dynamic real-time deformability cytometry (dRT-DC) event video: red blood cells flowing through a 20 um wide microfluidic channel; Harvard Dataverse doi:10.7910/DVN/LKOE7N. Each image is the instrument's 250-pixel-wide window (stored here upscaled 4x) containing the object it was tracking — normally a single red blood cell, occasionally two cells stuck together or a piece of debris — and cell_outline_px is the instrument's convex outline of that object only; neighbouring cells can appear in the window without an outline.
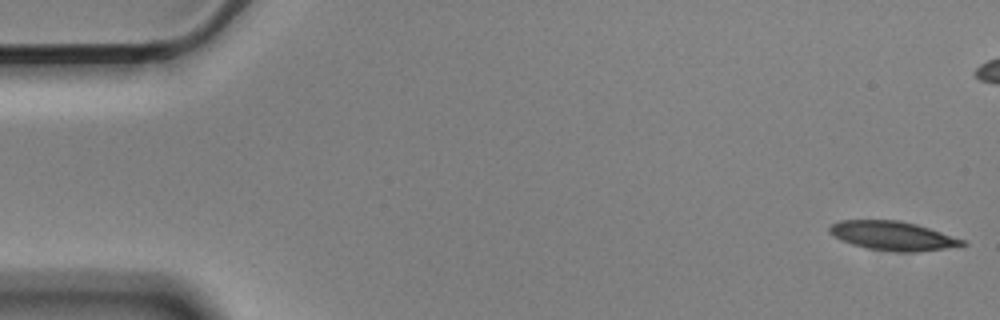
{"species": "Egyptian fruit bat (a non-hibernating species)", "species_latin": "Rousettus aegyptiacus", "temperature_condition": "cold", "stored_images_in_passage": 56, "camera_frame_rate_fps": 3000, "um_per_image_px": 0.085, "animal": {"sex": "male"}, "frame": {"image": 1, "passage_image": 1, "time_ms": 0.0, "image_size_px": [1000, 320], "cell_outline_px": [[968, 244], [944, 248], [916, 252], [892, 252], [868, 248], [852, 244], [840, 240], [828, 232], [828, 228], [832, 224], [840, 220], [900, 220], [916, 224], [964, 240]], "centroid_in_image_um": [75.83, 20.04], "position_along_channel_um": 9.2, "area_um2": 22.31}}
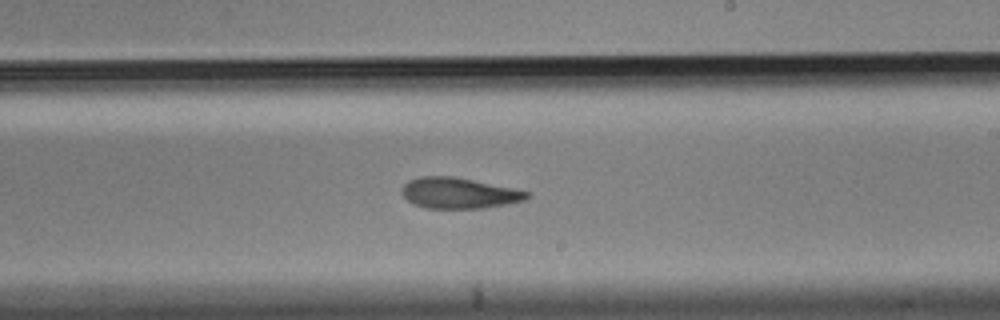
{"frame": {"image": 2, "passage_image": 32, "time_ms": 10.333, "image_size_px": [1000, 320], "cell_outline_px": [[532, 196], [524, 200], [484, 208], [424, 208], [412, 204], [400, 192], [404, 184], [408, 180], [420, 176], [452, 176], [512, 188], [528, 192]], "centroid_in_image_um": [38.95, 16.41], "position_along_channel_um": 250.0, "area_um2": 22.31}}
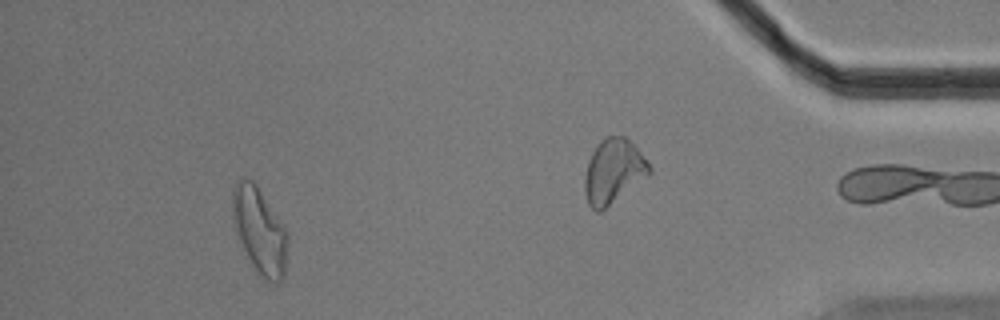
{"frame": {"image": 3, "passage_image": 51, "time_ms": 16.667, "image_size_px": [1000, 320], "cell_outline_px": [[288, 244], [284, 276], [276, 284], [260, 276], [256, 272], [236, 240], [232, 212], [232, 192], [236, 180], [244, 176], [252, 180], [256, 184], [284, 224], [288, 232]], "centroid_in_image_um": [22.04, 19.6], "position_along_channel_um": 413.2, "area_um2": 28.44}, "authors_computed_cell_mechanics": {"area_um2": 23.1778, "velocity_mm_per_s": 3.5725, "shape_relaxation_time_tau1_ms": 4.5057, "shape_relaxation_time_tau2_ms": 5.4514, "deformation_change_tau1": 0.1626, "deformation_change_tau2": 0.145}}